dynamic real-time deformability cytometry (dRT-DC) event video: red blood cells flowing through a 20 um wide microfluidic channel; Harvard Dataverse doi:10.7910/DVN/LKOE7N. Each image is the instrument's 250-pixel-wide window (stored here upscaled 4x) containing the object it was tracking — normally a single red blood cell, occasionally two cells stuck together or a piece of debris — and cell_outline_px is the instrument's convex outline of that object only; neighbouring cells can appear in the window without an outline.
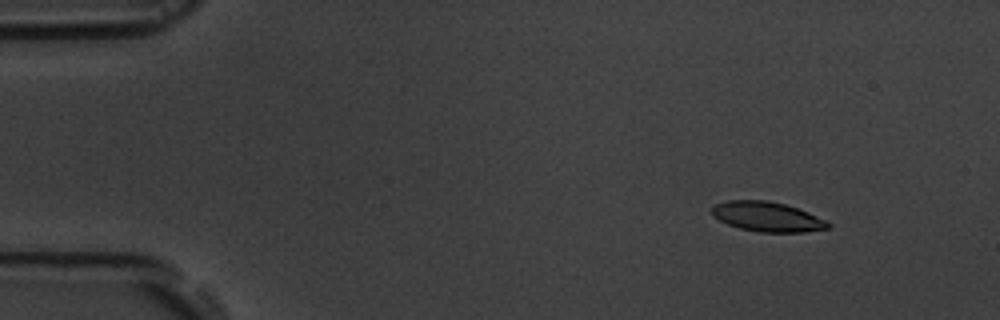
{"species": "common noctule bat (a hibernating species)", "species_latin": "Nyctalus noctula", "temperature_condition": "room temperature", "stored_images_in_passage": 3, "camera_frame_rate_fps": 3000, "um_per_image_px": 0.085, "animal": {"sex": "male", "body_mass_g": 19.5, "forearm_length_mm": 54.6}, "frame": {"image": 1, "passage_image": 1, "time_ms": 0.0, "image_size_px": [1000, 320], "cell_outline_px": [[832, 224], [828, 228], [804, 232], [760, 232], [740, 228], [728, 224], [712, 216], [712, 204], [728, 200], [768, 200], [784, 204], [808, 212]], "centroid_in_image_um": [65.18, 18.41], "position_along_channel_um": 19.8, "area_um2": 20.06}}